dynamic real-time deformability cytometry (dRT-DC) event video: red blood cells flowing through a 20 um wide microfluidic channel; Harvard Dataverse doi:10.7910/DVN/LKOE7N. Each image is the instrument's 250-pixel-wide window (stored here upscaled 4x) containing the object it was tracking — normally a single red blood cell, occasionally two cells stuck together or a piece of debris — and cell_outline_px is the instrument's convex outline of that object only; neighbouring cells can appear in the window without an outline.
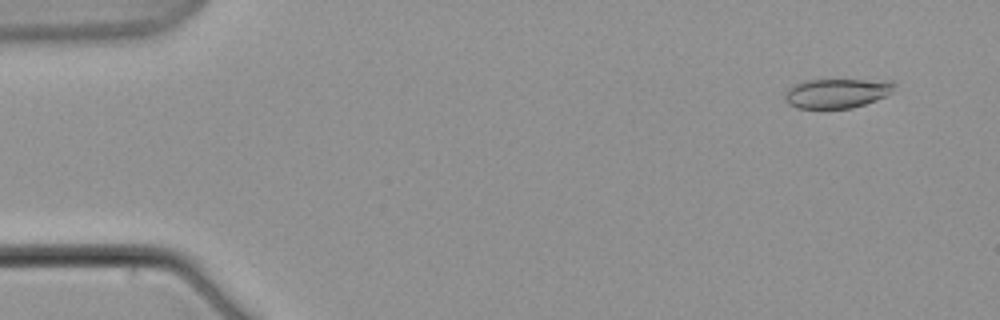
{"species": "common noctule bat (a hibernating species)", "species_latin": "Nyctalus noctula", "temperature_condition": "warm", "stored_images_in_passage": 6, "camera_frame_rate_fps": 3000, "um_per_image_px": 0.085, "animal": {"sex": "male", "body_mass_g": 21.5, "forearm_length_mm": 52.0}, "frame": {"image": 1, "passage_image": 2, "time_ms": 1.333, "image_size_px": [1000, 320], "cell_outline_px": [[896, 84], [892, 92], [876, 100], [852, 108], [796, 108], [788, 104], [784, 100], [784, 96], [788, 88], [804, 80], [892, 80]], "centroid_in_image_um": [71.13, 7.92], "position_along_channel_um": 13.9, "area_um2": 18.84}}
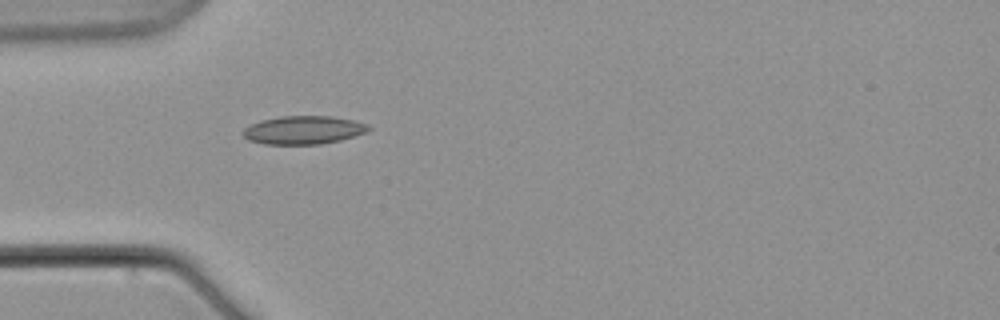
{"frame": {"image": 2, "passage_image": 6, "time_ms": 7.0, "image_size_px": [1000, 320], "cell_outline_px": [[372, 128], [364, 132], [340, 140], [320, 144], [264, 144], [248, 140], [240, 132], [244, 128], [260, 120], [280, 116], [332, 116], [352, 120], [368, 124]], "centroid_in_image_um": [25.75, 11.05], "position_along_channel_um": 59.3, "area_um2": 20.63}}